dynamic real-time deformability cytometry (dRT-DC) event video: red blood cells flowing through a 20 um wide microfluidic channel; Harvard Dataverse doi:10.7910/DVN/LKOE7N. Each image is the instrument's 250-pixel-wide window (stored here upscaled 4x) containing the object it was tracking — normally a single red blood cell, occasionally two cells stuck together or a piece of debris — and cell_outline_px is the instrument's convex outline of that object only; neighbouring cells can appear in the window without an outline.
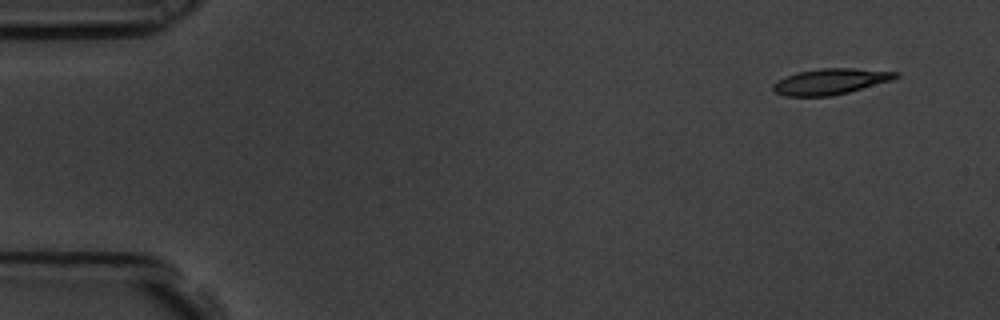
{"species": "common noctule bat (a hibernating species)", "species_latin": "Nyctalus noctula", "temperature_condition": "room temperature", "stored_images_in_passage": 4, "camera_frame_rate_fps": 3000, "um_per_image_px": 0.085, "animal": {"sex": "male", "body_mass_g": 19.5, "forearm_length_mm": 54.6}, "frame": {"image": 1, "passage_image": 1, "time_ms": 0.0, "image_size_px": [1000, 320], "cell_outline_px": [[900, 76], [892, 80], [848, 92], [832, 96], [784, 96], [772, 92], [772, 84], [776, 80], [796, 72], [820, 68], [852, 68], [900, 72]], "centroid_in_image_um": [70.54, 6.93], "position_along_channel_um": 14.5, "area_um2": 18.67}}